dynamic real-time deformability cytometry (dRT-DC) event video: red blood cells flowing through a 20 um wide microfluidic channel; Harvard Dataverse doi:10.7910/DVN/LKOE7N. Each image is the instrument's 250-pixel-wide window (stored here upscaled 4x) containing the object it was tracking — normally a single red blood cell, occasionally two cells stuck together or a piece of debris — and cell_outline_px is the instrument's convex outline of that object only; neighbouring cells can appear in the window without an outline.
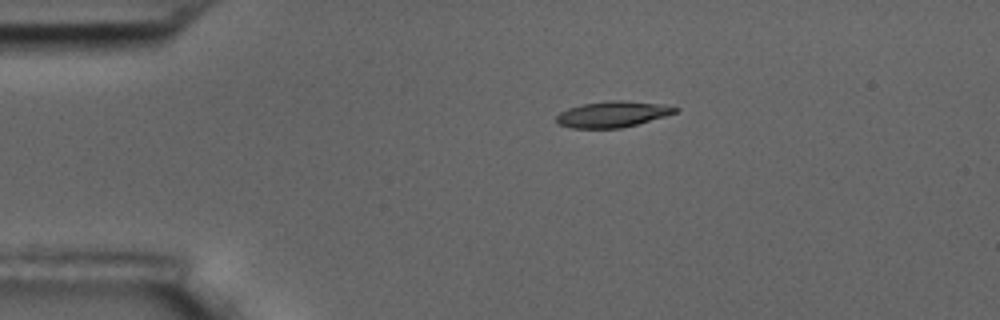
{"species": "common noctule bat (a hibernating species)", "species_latin": "Nyctalus noctula", "temperature_condition": "room temperature", "stored_images_in_passage": 8, "camera_frame_rate_fps": 3000, "um_per_image_px": 0.085, "animal": {"sex": "male", "body_mass_g": 17.5, "forearm_length_mm": 52.3}, "frame": {"image": 1, "passage_image": 1, "time_ms": 0.0, "image_size_px": [1000, 320], "cell_outline_px": [[680, 108], [676, 112], [664, 116], [636, 124], [620, 128], [572, 128], [556, 124], [556, 116], [560, 112], [568, 108], [584, 104], [608, 100], [620, 100], [656, 104]], "centroid_in_image_um": [51.99, 9.72], "position_along_channel_um": 33.0, "area_um2": 17.69}}
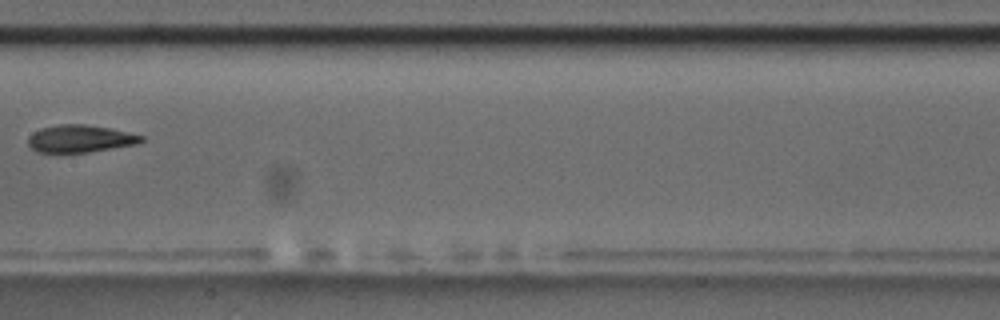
{"frame": {"image": 2, "passage_image": 6, "time_ms": 6.0, "image_size_px": [1000, 320], "cell_outline_px": [[144, 140], [136, 144], [88, 152], [36, 152], [28, 144], [28, 136], [32, 132], [40, 128], [60, 124], [84, 124], [108, 128], [144, 136]], "centroid_in_image_um": [6.76, 11.78], "position_along_channel_um": 200.6, "area_um2": 17.92}}
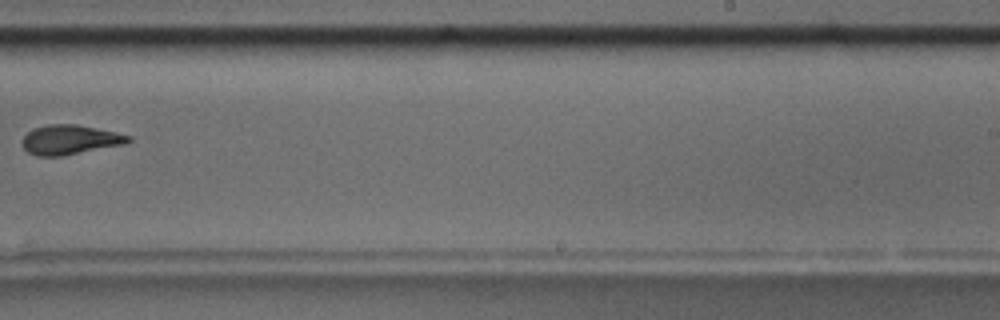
{"frame": {"image": 3, "passage_image": 8, "time_ms": 8.333, "image_size_px": [1000, 320], "cell_outline_px": [[132, 140], [124, 144], [60, 156], [36, 156], [28, 152], [20, 144], [20, 140], [32, 128], [48, 124], [76, 124], [116, 132], [132, 136]], "centroid_in_image_um": [5.9, 11.87], "position_along_channel_um": 283.1, "area_um2": 18.32}}